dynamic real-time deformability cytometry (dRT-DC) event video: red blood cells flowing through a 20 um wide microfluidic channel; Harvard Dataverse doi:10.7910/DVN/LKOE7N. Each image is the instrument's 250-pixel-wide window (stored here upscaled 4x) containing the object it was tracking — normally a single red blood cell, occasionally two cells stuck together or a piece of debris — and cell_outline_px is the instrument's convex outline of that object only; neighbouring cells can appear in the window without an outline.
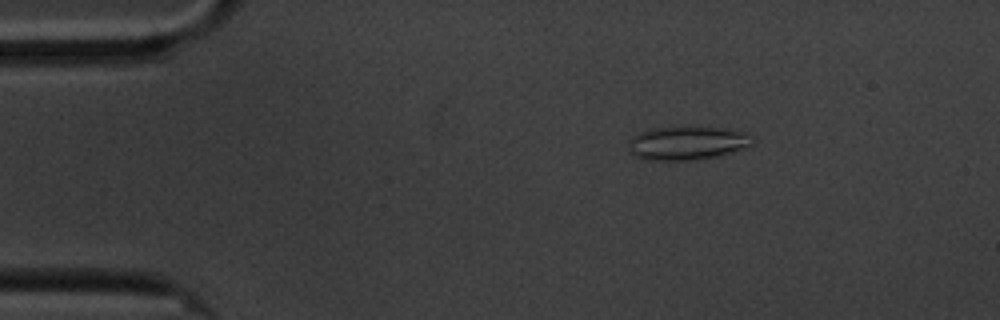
{"species": "common noctule bat (a hibernating species)", "species_latin": "Nyctalus noctula", "temperature_condition": "cold", "stored_images_in_passage": 58, "camera_frame_rate_fps": 3000, "um_per_image_px": 0.085, "animal": {"sex": "male", "body_mass_g": 20.1, "forearm_length_mm": 53.5}, "frame": {"image": 1, "passage_image": 9, "time_ms": 2.667, "image_size_px": [1000, 320], "cell_outline_px": [[752, 144], [716, 156], [688, 160], [648, 160], [632, 156], [628, 152], [632, 136], [640, 132], [652, 128], [724, 128], [744, 132]], "centroid_in_image_um": [58.28, 12.17], "position_along_channel_um": 26.7, "area_um2": 23.41}}
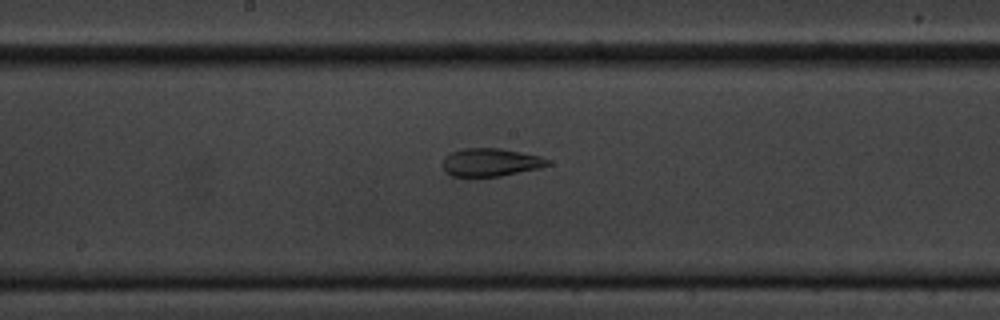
{"frame": {"image": 2, "passage_image": 30, "time_ms": 9.667, "image_size_px": [1000, 320], "cell_outline_px": [[552, 164], [540, 168], [500, 176], [452, 176], [444, 172], [444, 160], [452, 152], [464, 148], [500, 148], [540, 156], [552, 160]], "centroid_in_image_um": [41.76, 13.8], "position_along_channel_um": 206.4, "area_um2": 17.05}}
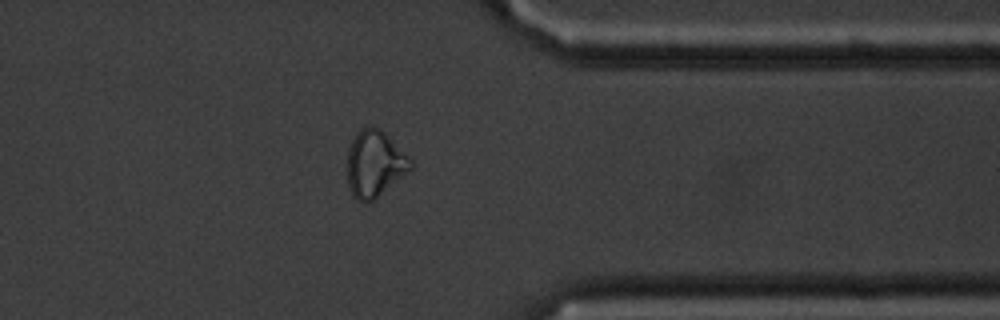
{"frame": {"image": 3, "passage_image": 46, "time_ms": 15.0, "image_size_px": [1000, 320], "cell_outline_px": [[412, 168], [408, 172], [368, 204], [364, 204], [356, 200], [352, 196], [348, 184], [348, 148], [356, 132], [360, 128], [368, 124], [384, 132], [412, 160]], "centroid_in_image_um": [31.82, 13.93], "position_along_channel_um": 379.6, "area_um2": 24.57}, "authors_computed_cell_mechanics": {"area_um2": 21.9351, "velocity_mm_per_s": 3.405, "shape_relaxation_time_tau1_ms": null, "shape_relaxation_time_tau2_ms": 2.8482, "deformation_change_tau1": null, "deformation_change_tau2": 0.1088}}